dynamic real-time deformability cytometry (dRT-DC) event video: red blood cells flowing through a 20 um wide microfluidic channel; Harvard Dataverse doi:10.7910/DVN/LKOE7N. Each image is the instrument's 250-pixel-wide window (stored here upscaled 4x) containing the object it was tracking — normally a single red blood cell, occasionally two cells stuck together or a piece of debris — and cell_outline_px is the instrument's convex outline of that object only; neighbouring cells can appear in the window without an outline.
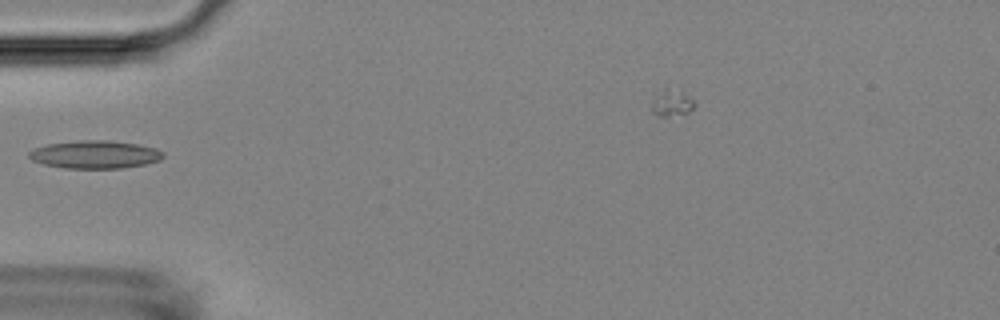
{"species": "Egyptian fruit bat (a non-hibernating species)", "species_latin": "Rousettus aegyptiacus", "temperature_condition": "room temperature", "stored_images_in_passage": 13, "camera_frame_rate_fps": 3000, "um_per_image_px": 0.085, "animal": {"sex": "female"}, "frame": {"image": 1, "passage_image": 1, "time_ms": 0.0, "image_size_px": [1000, 320], "cell_outline_px": [[164, 156], [160, 160], [144, 164], [120, 168], [64, 168], [44, 164], [32, 160], [28, 156], [28, 152], [32, 148], [48, 144], [80, 140], [108, 140], [136, 144], [156, 148], [164, 152]], "centroid_in_image_um": [8.05, 13.13], "position_along_channel_um": 76.9, "area_um2": 21.79}}
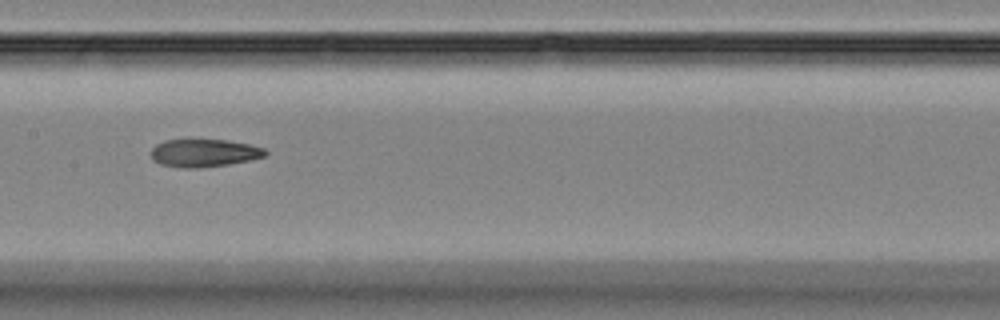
{"frame": {"image": 2, "passage_image": 10, "time_ms": 3.0, "image_size_px": [1000, 320], "cell_outline_px": [[268, 152], [264, 156], [248, 160], [228, 164], [196, 168], [180, 168], [160, 164], [152, 160], [152, 148], [156, 144], [164, 140], [188, 136], [192, 136], [228, 140], [248, 144], [264, 148]], "centroid_in_image_um": [17.27, 12.94], "position_along_channel_um": 190.1, "area_um2": 19.36}}